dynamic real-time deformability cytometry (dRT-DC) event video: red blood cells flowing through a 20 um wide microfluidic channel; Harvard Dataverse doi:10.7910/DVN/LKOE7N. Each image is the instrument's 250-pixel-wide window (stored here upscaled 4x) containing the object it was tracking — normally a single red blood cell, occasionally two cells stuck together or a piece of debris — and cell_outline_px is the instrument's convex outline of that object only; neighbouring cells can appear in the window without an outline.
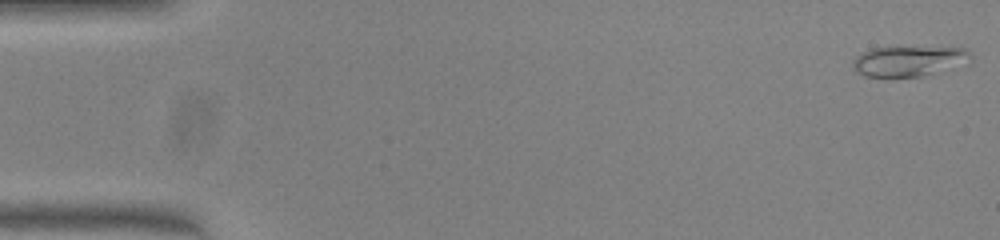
{"species": "common noctule bat (a hibernating species)", "species_latin": "Nyctalus noctula", "temperature_condition": "warm", "stored_images_in_passage": 50, "camera_frame_rate_fps": 3000, "um_per_image_px": 0.085, "animal": {"sex": "female", "body_mass_g": 23.0, "forearm_length_mm": 53.4}, "frame": {"image": 1, "passage_image": 1, "time_ms": 0.0, "image_size_px": [1000, 240], "cell_outline_px": [[972, 56], [932, 72], [920, 76], [888, 80], [864, 76], [852, 68], [852, 60], [860, 52], [872, 48], [964, 48]], "centroid_in_image_um": [76.96, 5.23], "position_along_channel_um": 8.0, "area_um2": 20.23}}
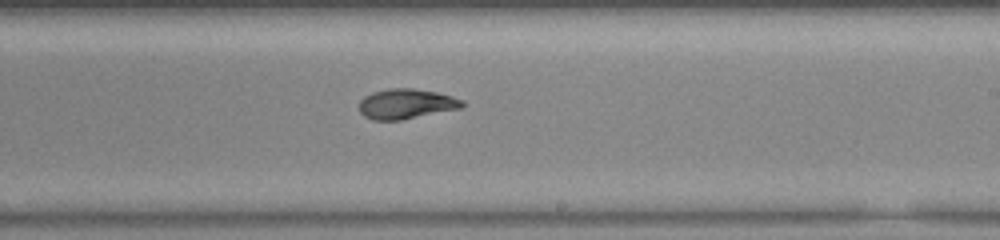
{"frame": {"image": 2, "passage_image": 30, "time_ms": 9.667, "image_size_px": [1000, 240], "cell_outline_px": [[464, 104], [460, 108], [400, 120], [372, 120], [364, 116], [360, 112], [360, 100], [364, 96], [372, 92], [388, 88], [412, 88], [436, 92], [452, 96], [464, 100]], "centroid_in_image_um": [34.5, 8.82], "position_along_channel_um": 254.5, "area_um2": 17.98}}
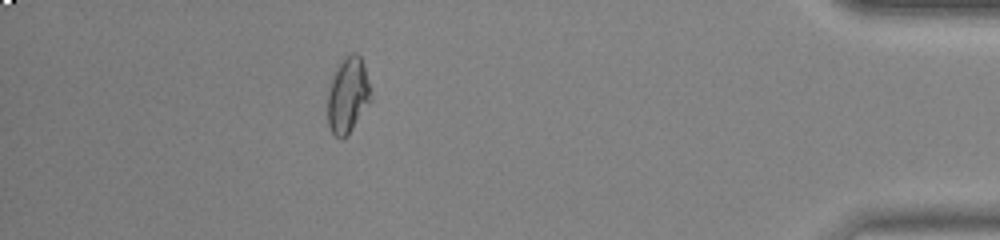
{"frame": {"image": 3, "passage_image": 45, "time_ms": 14.667, "image_size_px": [1000, 240], "cell_outline_px": [[372, 100], [352, 128], [340, 140], [332, 132], [328, 124], [328, 92], [336, 68], [352, 52], [356, 52], [360, 56], [364, 64], [372, 96]], "centroid_in_image_um": [29.59, 8.09], "position_along_channel_um": 405.6, "area_um2": 18.67}, "authors_computed_cell_mechanics": {"area_um2": 18.6694, "velocity_mm_per_s": 4.0443, "shape_relaxation_time_tau1_ms": null, "shape_relaxation_time_tau2_ms": 1.1343, "deformation_change_tau1": null, "deformation_change_tau2": 0.0533}}